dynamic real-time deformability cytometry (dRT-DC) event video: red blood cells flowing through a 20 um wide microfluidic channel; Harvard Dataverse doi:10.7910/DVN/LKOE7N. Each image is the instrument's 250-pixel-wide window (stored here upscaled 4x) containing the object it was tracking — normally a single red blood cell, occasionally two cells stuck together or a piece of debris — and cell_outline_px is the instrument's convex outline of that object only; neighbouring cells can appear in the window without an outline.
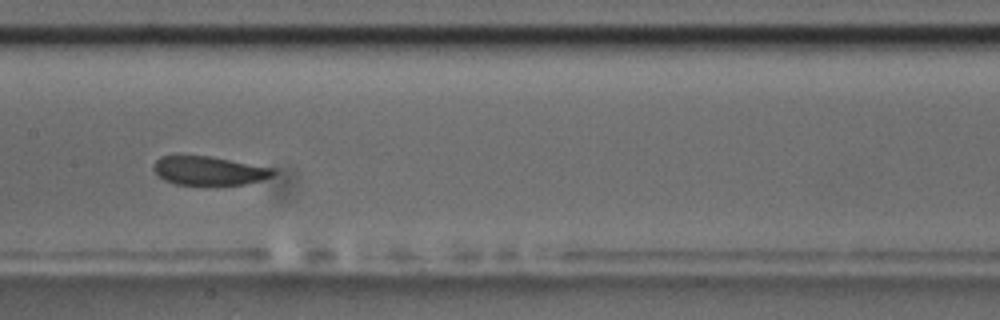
{"species": "common noctule bat (a hibernating species)", "species_latin": "Nyctalus noctula", "temperature_condition": "room temperature", "stored_images_in_passage": 28, "camera_frame_rate_fps": 3000, "um_per_image_px": 0.085, "animal": {"sex": "male", "body_mass_g": 17.5, "forearm_length_mm": 52.3}, "frame": {"image": 1, "passage_image": 13, "time_ms": 4.0, "image_size_px": [1000, 320], "cell_outline_px": [[276, 172], [272, 176], [260, 180], [244, 184], [176, 184], [164, 180], [152, 168], [152, 164], [160, 156], [212, 156], [272, 168]], "centroid_in_image_um": [17.73, 14.5], "position_along_channel_um": 189.7, "area_um2": 19.77}}
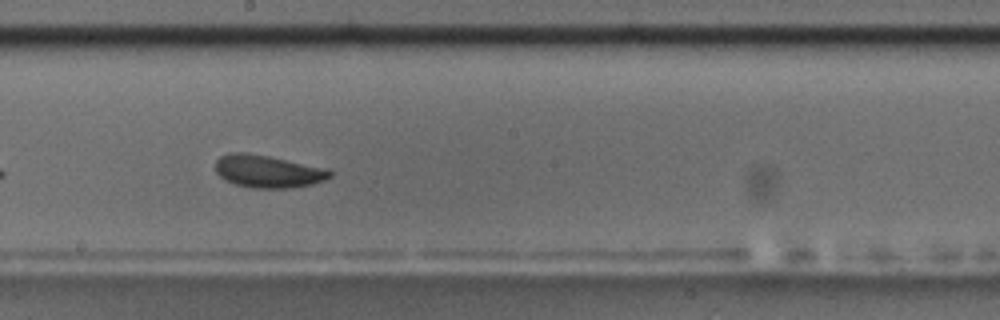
{"frame": {"image": 2, "passage_image": 16, "time_ms": 5.0, "image_size_px": [1000, 320], "cell_outline_px": [[332, 176], [324, 180], [312, 184], [292, 188], [252, 188], [236, 184], [220, 176], [216, 172], [216, 160], [220, 156], [228, 152], [244, 152], [268, 156], [328, 168], [332, 172]], "centroid_in_image_um": [22.79, 14.56], "position_along_channel_um": 225.4, "area_um2": 21.73}}
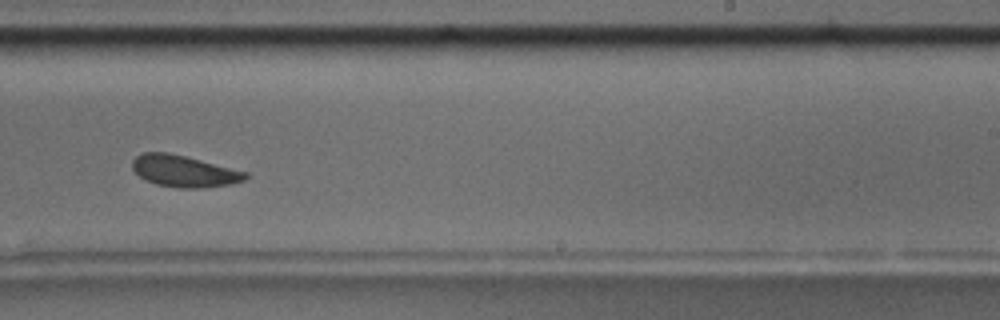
{"frame": {"image": 3, "passage_image": 20, "time_ms": 6.333, "image_size_px": [1000, 320], "cell_outline_px": [[248, 176], [244, 180], [228, 184], [200, 188], [180, 188], [156, 184], [144, 180], [132, 168], [132, 160], [136, 156], [144, 152], [168, 152], [248, 172]], "centroid_in_image_um": [15.61, 14.54], "position_along_channel_um": 273.4, "area_um2": 20.63}, "authors_computed_cell_mechanics": {"area_um2": 21.0681, "velocity_mm_per_s": 3.5939, "shape_relaxation_time_tau1_ms": null, "shape_relaxation_time_tau2_ms": 8.0846, "deformation_change_tau1": null, "deformation_change_tau2": 0.1285}}